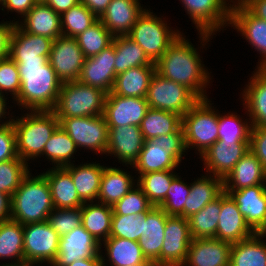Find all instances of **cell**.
Masks as SVG:
<instances>
[{
  "label": "cell",
  "instance_id": "cell-1",
  "mask_svg": "<svg viewBox=\"0 0 266 266\" xmlns=\"http://www.w3.org/2000/svg\"><path fill=\"white\" fill-rule=\"evenodd\" d=\"M18 67L21 89L17 105L30 111H53L62 82L48 58L13 60Z\"/></svg>",
  "mask_w": 266,
  "mask_h": 266
},
{
  "label": "cell",
  "instance_id": "cell-2",
  "mask_svg": "<svg viewBox=\"0 0 266 266\" xmlns=\"http://www.w3.org/2000/svg\"><path fill=\"white\" fill-rule=\"evenodd\" d=\"M181 34L155 63L156 72L164 78L185 85L200 99H208L204 88L210 83L209 72L192 43ZM206 69V70H205Z\"/></svg>",
  "mask_w": 266,
  "mask_h": 266
},
{
  "label": "cell",
  "instance_id": "cell-3",
  "mask_svg": "<svg viewBox=\"0 0 266 266\" xmlns=\"http://www.w3.org/2000/svg\"><path fill=\"white\" fill-rule=\"evenodd\" d=\"M53 209L51 190L46 177L43 174L31 177L29 172L11 196L10 219L22 225L44 222L48 220Z\"/></svg>",
  "mask_w": 266,
  "mask_h": 266
},
{
  "label": "cell",
  "instance_id": "cell-4",
  "mask_svg": "<svg viewBox=\"0 0 266 266\" xmlns=\"http://www.w3.org/2000/svg\"><path fill=\"white\" fill-rule=\"evenodd\" d=\"M30 112L12 121L16 134L17 155L26 163L28 159L41 157L44 146L60 126L53 111Z\"/></svg>",
  "mask_w": 266,
  "mask_h": 266
},
{
  "label": "cell",
  "instance_id": "cell-5",
  "mask_svg": "<svg viewBox=\"0 0 266 266\" xmlns=\"http://www.w3.org/2000/svg\"><path fill=\"white\" fill-rule=\"evenodd\" d=\"M187 150L184 130L181 126L176 132L145 140L142 150L133 164L139 174L174 170Z\"/></svg>",
  "mask_w": 266,
  "mask_h": 266
},
{
  "label": "cell",
  "instance_id": "cell-6",
  "mask_svg": "<svg viewBox=\"0 0 266 266\" xmlns=\"http://www.w3.org/2000/svg\"><path fill=\"white\" fill-rule=\"evenodd\" d=\"M107 93L72 81L62 83L53 112L57 118L88 117L103 115Z\"/></svg>",
  "mask_w": 266,
  "mask_h": 266
},
{
  "label": "cell",
  "instance_id": "cell-7",
  "mask_svg": "<svg viewBox=\"0 0 266 266\" xmlns=\"http://www.w3.org/2000/svg\"><path fill=\"white\" fill-rule=\"evenodd\" d=\"M208 99H200L182 116L186 148H196L200 156L218 141L219 112Z\"/></svg>",
  "mask_w": 266,
  "mask_h": 266
},
{
  "label": "cell",
  "instance_id": "cell-8",
  "mask_svg": "<svg viewBox=\"0 0 266 266\" xmlns=\"http://www.w3.org/2000/svg\"><path fill=\"white\" fill-rule=\"evenodd\" d=\"M179 32L169 29L167 22L162 21V17H157L145 9L127 36L144 50L153 63H156L167 48L181 35Z\"/></svg>",
  "mask_w": 266,
  "mask_h": 266
},
{
  "label": "cell",
  "instance_id": "cell-9",
  "mask_svg": "<svg viewBox=\"0 0 266 266\" xmlns=\"http://www.w3.org/2000/svg\"><path fill=\"white\" fill-rule=\"evenodd\" d=\"M146 100L149 108L185 115L200 98L185 85L154 73L149 83Z\"/></svg>",
  "mask_w": 266,
  "mask_h": 266
},
{
  "label": "cell",
  "instance_id": "cell-10",
  "mask_svg": "<svg viewBox=\"0 0 266 266\" xmlns=\"http://www.w3.org/2000/svg\"><path fill=\"white\" fill-rule=\"evenodd\" d=\"M60 127L70 136L77 148L106 154L109 128L104 115L58 118Z\"/></svg>",
  "mask_w": 266,
  "mask_h": 266
},
{
  "label": "cell",
  "instance_id": "cell-11",
  "mask_svg": "<svg viewBox=\"0 0 266 266\" xmlns=\"http://www.w3.org/2000/svg\"><path fill=\"white\" fill-rule=\"evenodd\" d=\"M181 1L187 14L196 25L204 44L209 41L210 36L214 35L216 31L230 23L232 5L227 4L226 0Z\"/></svg>",
  "mask_w": 266,
  "mask_h": 266
},
{
  "label": "cell",
  "instance_id": "cell-12",
  "mask_svg": "<svg viewBox=\"0 0 266 266\" xmlns=\"http://www.w3.org/2000/svg\"><path fill=\"white\" fill-rule=\"evenodd\" d=\"M58 233L48 221L23 225V248L25 261L47 262L50 265L59 252Z\"/></svg>",
  "mask_w": 266,
  "mask_h": 266
},
{
  "label": "cell",
  "instance_id": "cell-13",
  "mask_svg": "<svg viewBox=\"0 0 266 266\" xmlns=\"http://www.w3.org/2000/svg\"><path fill=\"white\" fill-rule=\"evenodd\" d=\"M85 59L75 37L61 35L53 40L48 61L62 83L78 81Z\"/></svg>",
  "mask_w": 266,
  "mask_h": 266
},
{
  "label": "cell",
  "instance_id": "cell-14",
  "mask_svg": "<svg viewBox=\"0 0 266 266\" xmlns=\"http://www.w3.org/2000/svg\"><path fill=\"white\" fill-rule=\"evenodd\" d=\"M191 240L188 219L169 216L164 229L160 266H182L187 258Z\"/></svg>",
  "mask_w": 266,
  "mask_h": 266
},
{
  "label": "cell",
  "instance_id": "cell-15",
  "mask_svg": "<svg viewBox=\"0 0 266 266\" xmlns=\"http://www.w3.org/2000/svg\"><path fill=\"white\" fill-rule=\"evenodd\" d=\"M248 151L250 141H217L200 158L207 172L224 179Z\"/></svg>",
  "mask_w": 266,
  "mask_h": 266
},
{
  "label": "cell",
  "instance_id": "cell-16",
  "mask_svg": "<svg viewBox=\"0 0 266 266\" xmlns=\"http://www.w3.org/2000/svg\"><path fill=\"white\" fill-rule=\"evenodd\" d=\"M149 109L146 98L124 97L107 94L104 107V117L108 127L140 126Z\"/></svg>",
  "mask_w": 266,
  "mask_h": 266
},
{
  "label": "cell",
  "instance_id": "cell-17",
  "mask_svg": "<svg viewBox=\"0 0 266 266\" xmlns=\"http://www.w3.org/2000/svg\"><path fill=\"white\" fill-rule=\"evenodd\" d=\"M101 244L82 225L59 239V252L51 266H67L75 260L101 254Z\"/></svg>",
  "mask_w": 266,
  "mask_h": 266
},
{
  "label": "cell",
  "instance_id": "cell-18",
  "mask_svg": "<svg viewBox=\"0 0 266 266\" xmlns=\"http://www.w3.org/2000/svg\"><path fill=\"white\" fill-rule=\"evenodd\" d=\"M115 49L112 43L99 54L85 59L78 81L97 87L107 94L111 92L115 73Z\"/></svg>",
  "mask_w": 266,
  "mask_h": 266
},
{
  "label": "cell",
  "instance_id": "cell-19",
  "mask_svg": "<svg viewBox=\"0 0 266 266\" xmlns=\"http://www.w3.org/2000/svg\"><path fill=\"white\" fill-rule=\"evenodd\" d=\"M224 192L237 204L250 228L259 233L266 225V184Z\"/></svg>",
  "mask_w": 266,
  "mask_h": 266
},
{
  "label": "cell",
  "instance_id": "cell-20",
  "mask_svg": "<svg viewBox=\"0 0 266 266\" xmlns=\"http://www.w3.org/2000/svg\"><path fill=\"white\" fill-rule=\"evenodd\" d=\"M236 3L232 4L229 24L262 54L257 69H266V21L252 15L239 1Z\"/></svg>",
  "mask_w": 266,
  "mask_h": 266
},
{
  "label": "cell",
  "instance_id": "cell-21",
  "mask_svg": "<svg viewBox=\"0 0 266 266\" xmlns=\"http://www.w3.org/2000/svg\"><path fill=\"white\" fill-rule=\"evenodd\" d=\"M215 238L230 244L252 237L255 232L246 223L237 204L226 193L221 194V211Z\"/></svg>",
  "mask_w": 266,
  "mask_h": 266
},
{
  "label": "cell",
  "instance_id": "cell-22",
  "mask_svg": "<svg viewBox=\"0 0 266 266\" xmlns=\"http://www.w3.org/2000/svg\"><path fill=\"white\" fill-rule=\"evenodd\" d=\"M108 146L106 153L114 154L125 165L133 166L144 145V137L140 126L108 127Z\"/></svg>",
  "mask_w": 266,
  "mask_h": 266
},
{
  "label": "cell",
  "instance_id": "cell-23",
  "mask_svg": "<svg viewBox=\"0 0 266 266\" xmlns=\"http://www.w3.org/2000/svg\"><path fill=\"white\" fill-rule=\"evenodd\" d=\"M169 216L159 206H153L143 217V235L138 244L143 255L153 266H160L164 229Z\"/></svg>",
  "mask_w": 266,
  "mask_h": 266
},
{
  "label": "cell",
  "instance_id": "cell-24",
  "mask_svg": "<svg viewBox=\"0 0 266 266\" xmlns=\"http://www.w3.org/2000/svg\"><path fill=\"white\" fill-rule=\"evenodd\" d=\"M231 246L217 238L192 239L182 266H229Z\"/></svg>",
  "mask_w": 266,
  "mask_h": 266
},
{
  "label": "cell",
  "instance_id": "cell-25",
  "mask_svg": "<svg viewBox=\"0 0 266 266\" xmlns=\"http://www.w3.org/2000/svg\"><path fill=\"white\" fill-rule=\"evenodd\" d=\"M144 10L139 0H112L99 20L114 37L125 36Z\"/></svg>",
  "mask_w": 266,
  "mask_h": 266
},
{
  "label": "cell",
  "instance_id": "cell-26",
  "mask_svg": "<svg viewBox=\"0 0 266 266\" xmlns=\"http://www.w3.org/2000/svg\"><path fill=\"white\" fill-rule=\"evenodd\" d=\"M260 184H266V172L260 160L251 151H248L223 179L224 191H237Z\"/></svg>",
  "mask_w": 266,
  "mask_h": 266
},
{
  "label": "cell",
  "instance_id": "cell-27",
  "mask_svg": "<svg viewBox=\"0 0 266 266\" xmlns=\"http://www.w3.org/2000/svg\"><path fill=\"white\" fill-rule=\"evenodd\" d=\"M23 18L24 23L19 24V21L16 23L25 32L52 40L62 35L60 14L46 3H36Z\"/></svg>",
  "mask_w": 266,
  "mask_h": 266
},
{
  "label": "cell",
  "instance_id": "cell-28",
  "mask_svg": "<svg viewBox=\"0 0 266 266\" xmlns=\"http://www.w3.org/2000/svg\"><path fill=\"white\" fill-rule=\"evenodd\" d=\"M52 42L50 38L25 32L16 23L10 39L9 57L12 60L48 58Z\"/></svg>",
  "mask_w": 266,
  "mask_h": 266
},
{
  "label": "cell",
  "instance_id": "cell-29",
  "mask_svg": "<svg viewBox=\"0 0 266 266\" xmlns=\"http://www.w3.org/2000/svg\"><path fill=\"white\" fill-rule=\"evenodd\" d=\"M50 186L55 209L82 207L84 202L79 198L71 173L65 167H55L42 173Z\"/></svg>",
  "mask_w": 266,
  "mask_h": 266
},
{
  "label": "cell",
  "instance_id": "cell-30",
  "mask_svg": "<svg viewBox=\"0 0 266 266\" xmlns=\"http://www.w3.org/2000/svg\"><path fill=\"white\" fill-rule=\"evenodd\" d=\"M242 93L252 127L266 126V69H258Z\"/></svg>",
  "mask_w": 266,
  "mask_h": 266
},
{
  "label": "cell",
  "instance_id": "cell-31",
  "mask_svg": "<svg viewBox=\"0 0 266 266\" xmlns=\"http://www.w3.org/2000/svg\"><path fill=\"white\" fill-rule=\"evenodd\" d=\"M156 66H138L116 75L112 94L124 97L146 98L149 83Z\"/></svg>",
  "mask_w": 266,
  "mask_h": 266
},
{
  "label": "cell",
  "instance_id": "cell-32",
  "mask_svg": "<svg viewBox=\"0 0 266 266\" xmlns=\"http://www.w3.org/2000/svg\"><path fill=\"white\" fill-rule=\"evenodd\" d=\"M209 175H203L190 184L189 196L184 205V218L198 213L224 192L223 179Z\"/></svg>",
  "mask_w": 266,
  "mask_h": 266
},
{
  "label": "cell",
  "instance_id": "cell-33",
  "mask_svg": "<svg viewBox=\"0 0 266 266\" xmlns=\"http://www.w3.org/2000/svg\"><path fill=\"white\" fill-rule=\"evenodd\" d=\"M70 173L79 198L85 202H97L100 181L105 166L100 163H85L76 167L73 163L64 166Z\"/></svg>",
  "mask_w": 266,
  "mask_h": 266
},
{
  "label": "cell",
  "instance_id": "cell-34",
  "mask_svg": "<svg viewBox=\"0 0 266 266\" xmlns=\"http://www.w3.org/2000/svg\"><path fill=\"white\" fill-rule=\"evenodd\" d=\"M134 178L127 172L116 167H106L103 170L97 201L108 206H114L133 187Z\"/></svg>",
  "mask_w": 266,
  "mask_h": 266
},
{
  "label": "cell",
  "instance_id": "cell-35",
  "mask_svg": "<svg viewBox=\"0 0 266 266\" xmlns=\"http://www.w3.org/2000/svg\"><path fill=\"white\" fill-rule=\"evenodd\" d=\"M103 244L111 266H153L143 255L136 241L109 237Z\"/></svg>",
  "mask_w": 266,
  "mask_h": 266
},
{
  "label": "cell",
  "instance_id": "cell-36",
  "mask_svg": "<svg viewBox=\"0 0 266 266\" xmlns=\"http://www.w3.org/2000/svg\"><path fill=\"white\" fill-rule=\"evenodd\" d=\"M85 202L81 207V225L101 242L110 237L113 209L103 203Z\"/></svg>",
  "mask_w": 266,
  "mask_h": 266
},
{
  "label": "cell",
  "instance_id": "cell-37",
  "mask_svg": "<svg viewBox=\"0 0 266 266\" xmlns=\"http://www.w3.org/2000/svg\"><path fill=\"white\" fill-rule=\"evenodd\" d=\"M260 233L231 246L229 266H266V243Z\"/></svg>",
  "mask_w": 266,
  "mask_h": 266
},
{
  "label": "cell",
  "instance_id": "cell-38",
  "mask_svg": "<svg viewBox=\"0 0 266 266\" xmlns=\"http://www.w3.org/2000/svg\"><path fill=\"white\" fill-rule=\"evenodd\" d=\"M115 49V73L127 71L138 66H155L144 50L127 35L113 37Z\"/></svg>",
  "mask_w": 266,
  "mask_h": 266
},
{
  "label": "cell",
  "instance_id": "cell-39",
  "mask_svg": "<svg viewBox=\"0 0 266 266\" xmlns=\"http://www.w3.org/2000/svg\"><path fill=\"white\" fill-rule=\"evenodd\" d=\"M182 126V116L177 113L149 108L142 119L140 130L144 140L176 132Z\"/></svg>",
  "mask_w": 266,
  "mask_h": 266
},
{
  "label": "cell",
  "instance_id": "cell-40",
  "mask_svg": "<svg viewBox=\"0 0 266 266\" xmlns=\"http://www.w3.org/2000/svg\"><path fill=\"white\" fill-rule=\"evenodd\" d=\"M220 211L221 195L187 218L192 239L215 238Z\"/></svg>",
  "mask_w": 266,
  "mask_h": 266
},
{
  "label": "cell",
  "instance_id": "cell-41",
  "mask_svg": "<svg viewBox=\"0 0 266 266\" xmlns=\"http://www.w3.org/2000/svg\"><path fill=\"white\" fill-rule=\"evenodd\" d=\"M0 258H14L13 263L25 261L21 223L12 219L0 222Z\"/></svg>",
  "mask_w": 266,
  "mask_h": 266
},
{
  "label": "cell",
  "instance_id": "cell-42",
  "mask_svg": "<svg viewBox=\"0 0 266 266\" xmlns=\"http://www.w3.org/2000/svg\"><path fill=\"white\" fill-rule=\"evenodd\" d=\"M177 176L174 170L150 172L138 176L137 185L147 196L153 206H159L166 198L173 179Z\"/></svg>",
  "mask_w": 266,
  "mask_h": 266
},
{
  "label": "cell",
  "instance_id": "cell-43",
  "mask_svg": "<svg viewBox=\"0 0 266 266\" xmlns=\"http://www.w3.org/2000/svg\"><path fill=\"white\" fill-rule=\"evenodd\" d=\"M76 144L70 136L59 126L44 146L42 155L50 159L55 167H64L71 164Z\"/></svg>",
  "mask_w": 266,
  "mask_h": 266
},
{
  "label": "cell",
  "instance_id": "cell-44",
  "mask_svg": "<svg viewBox=\"0 0 266 266\" xmlns=\"http://www.w3.org/2000/svg\"><path fill=\"white\" fill-rule=\"evenodd\" d=\"M113 35L98 19L93 25L80 33L76 40L86 58L99 54L112 44Z\"/></svg>",
  "mask_w": 266,
  "mask_h": 266
},
{
  "label": "cell",
  "instance_id": "cell-45",
  "mask_svg": "<svg viewBox=\"0 0 266 266\" xmlns=\"http://www.w3.org/2000/svg\"><path fill=\"white\" fill-rule=\"evenodd\" d=\"M60 20L62 35L76 38L93 25L98 18L85 5L78 3L62 13Z\"/></svg>",
  "mask_w": 266,
  "mask_h": 266
},
{
  "label": "cell",
  "instance_id": "cell-46",
  "mask_svg": "<svg viewBox=\"0 0 266 266\" xmlns=\"http://www.w3.org/2000/svg\"><path fill=\"white\" fill-rule=\"evenodd\" d=\"M27 164L19 157L0 162V192L9 196L14 194L22 179L30 172Z\"/></svg>",
  "mask_w": 266,
  "mask_h": 266
},
{
  "label": "cell",
  "instance_id": "cell-47",
  "mask_svg": "<svg viewBox=\"0 0 266 266\" xmlns=\"http://www.w3.org/2000/svg\"><path fill=\"white\" fill-rule=\"evenodd\" d=\"M218 129V141H250L252 125L234 113L219 114Z\"/></svg>",
  "mask_w": 266,
  "mask_h": 266
},
{
  "label": "cell",
  "instance_id": "cell-48",
  "mask_svg": "<svg viewBox=\"0 0 266 266\" xmlns=\"http://www.w3.org/2000/svg\"><path fill=\"white\" fill-rule=\"evenodd\" d=\"M145 214L113 215L110 237H119L138 242L143 235V217Z\"/></svg>",
  "mask_w": 266,
  "mask_h": 266
},
{
  "label": "cell",
  "instance_id": "cell-49",
  "mask_svg": "<svg viewBox=\"0 0 266 266\" xmlns=\"http://www.w3.org/2000/svg\"><path fill=\"white\" fill-rule=\"evenodd\" d=\"M190 185L176 176L167 192L165 200L159 205L168 216L184 217V205L189 196Z\"/></svg>",
  "mask_w": 266,
  "mask_h": 266
},
{
  "label": "cell",
  "instance_id": "cell-50",
  "mask_svg": "<svg viewBox=\"0 0 266 266\" xmlns=\"http://www.w3.org/2000/svg\"><path fill=\"white\" fill-rule=\"evenodd\" d=\"M152 207L153 205L148 201L147 196L136 184L122 199L112 206V209L113 215H137L146 213Z\"/></svg>",
  "mask_w": 266,
  "mask_h": 266
},
{
  "label": "cell",
  "instance_id": "cell-51",
  "mask_svg": "<svg viewBox=\"0 0 266 266\" xmlns=\"http://www.w3.org/2000/svg\"><path fill=\"white\" fill-rule=\"evenodd\" d=\"M81 207L53 209L48 216L50 226L61 238L81 225Z\"/></svg>",
  "mask_w": 266,
  "mask_h": 266
},
{
  "label": "cell",
  "instance_id": "cell-52",
  "mask_svg": "<svg viewBox=\"0 0 266 266\" xmlns=\"http://www.w3.org/2000/svg\"><path fill=\"white\" fill-rule=\"evenodd\" d=\"M21 89L17 64L9 57L0 60V94L10 92L15 100Z\"/></svg>",
  "mask_w": 266,
  "mask_h": 266
},
{
  "label": "cell",
  "instance_id": "cell-53",
  "mask_svg": "<svg viewBox=\"0 0 266 266\" xmlns=\"http://www.w3.org/2000/svg\"><path fill=\"white\" fill-rule=\"evenodd\" d=\"M16 134L12 123L0 126V162L17 158Z\"/></svg>",
  "mask_w": 266,
  "mask_h": 266
},
{
  "label": "cell",
  "instance_id": "cell-54",
  "mask_svg": "<svg viewBox=\"0 0 266 266\" xmlns=\"http://www.w3.org/2000/svg\"><path fill=\"white\" fill-rule=\"evenodd\" d=\"M250 151L260 160L266 172V126L252 127L250 132Z\"/></svg>",
  "mask_w": 266,
  "mask_h": 266
},
{
  "label": "cell",
  "instance_id": "cell-55",
  "mask_svg": "<svg viewBox=\"0 0 266 266\" xmlns=\"http://www.w3.org/2000/svg\"><path fill=\"white\" fill-rule=\"evenodd\" d=\"M16 22L0 23V60L9 56L10 39Z\"/></svg>",
  "mask_w": 266,
  "mask_h": 266
},
{
  "label": "cell",
  "instance_id": "cell-56",
  "mask_svg": "<svg viewBox=\"0 0 266 266\" xmlns=\"http://www.w3.org/2000/svg\"><path fill=\"white\" fill-rule=\"evenodd\" d=\"M0 4L7 11H15L23 17L33 8L36 4L35 0H3Z\"/></svg>",
  "mask_w": 266,
  "mask_h": 266
},
{
  "label": "cell",
  "instance_id": "cell-57",
  "mask_svg": "<svg viewBox=\"0 0 266 266\" xmlns=\"http://www.w3.org/2000/svg\"><path fill=\"white\" fill-rule=\"evenodd\" d=\"M252 15L266 21V0H238Z\"/></svg>",
  "mask_w": 266,
  "mask_h": 266
},
{
  "label": "cell",
  "instance_id": "cell-58",
  "mask_svg": "<svg viewBox=\"0 0 266 266\" xmlns=\"http://www.w3.org/2000/svg\"><path fill=\"white\" fill-rule=\"evenodd\" d=\"M112 0H80L98 19L107 9Z\"/></svg>",
  "mask_w": 266,
  "mask_h": 266
},
{
  "label": "cell",
  "instance_id": "cell-59",
  "mask_svg": "<svg viewBox=\"0 0 266 266\" xmlns=\"http://www.w3.org/2000/svg\"><path fill=\"white\" fill-rule=\"evenodd\" d=\"M78 3H80V0H47L46 2V4L60 15Z\"/></svg>",
  "mask_w": 266,
  "mask_h": 266
},
{
  "label": "cell",
  "instance_id": "cell-60",
  "mask_svg": "<svg viewBox=\"0 0 266 266\" xmlns=\"http://www.w3.org/2000/svg\"><path fill=\"white\" fill-rule=\"evenodd\" d=\"M11 217V196L0 192V222Z\"/></svg>",
  "mask_w": 266,
  "mask_h": 266
},
{
  "label": "cell",
  "instance_id": "cell-61",
  "mask_svg": "<svg viewBox=\"0 0 266 266\" xmlns=\"http://www.w3.org/2000/svg\"><path fill=\"white\" fill-rule=\"evenodd\" d=\"M105 260L106 259L102 254H97L92 258L75 260L73 263L67 266H106V263H104Z\"/></svg>",
  "mask_w": 266,
  "mask_h": 266
},
{
  "label": "cell",
  "instance_id": "cell-62",
  "mask_svg": "<svg viewBox=\"0 0 266 266\" xmlns=\"http://www.w3.org/2000/svg\"><path fill=\"white\" fill-rule=\"evenodd\" d=\"M7 98H5V96L4 95H2V94H0V119L5 115V113H7V112H5L6 111V109H7V107H6V100ZM1 121V120H0ZM12 121H13V118L12 119H10L9 121L7 120L6 122H0L1 123V125L0 126H2V125H7V124H9V123H12Z\"/></svg>",
  "mask_w": 266,
  "mask_h": 266
},
{
  "label": "cell",
  "instance_id": "cell-63",
  "mask_svg": "<svg viewBox=\"0 0 266 266\" xmlns=\"http://www.w3.org/2000/svg\"><path fill=\"white\" fill-rule=\"evenodd\" d=\"M33 264H37V263H32V262H28V261H21V262H17V263H8V266H33Z\"/></svg>",
  "mask_w": 266,
  "mask_h": 266
},
{
  "label": "cell",
  "instance_id": "cell-64",
  "mask_svg": "<svg viewBox=\"0 0 266 266\" xmlns=\"http://www.w3.org/2000/svg\"><path fill=\"white\" fill-rule=\"evenodd\" d=\"M259 233L263 236H266V225Z\"/></svg>",
  "mask_w": 266,
  "mask_h": 266
},
{
  "label": "cell",
  "instance_id": "cell-65",
  "mask_svg": "<svg viewBox=\"0 0 266 266\" xmlns=\"http://www.w3.org/2000/svg\"><path fill=\"white\" fill-rule=\"evenodd\" d=\"M36 1V3H46L47 2V0H35Z\"/></svg>",
  "mask_w": 266,
  "mask_h": 266
},
{
  "label": "cell",
  "instance_id": "cell-66",
  "mask_svg": "<svg viewBox=\"0 0 266 266\" xmlns=\"http://www.w3.org/2000/svg\"><path fill=\"white\" fill-rule=\"evenodd\" d=\"M0 266H8V263H6V264H2V265H0Z\"/></svg>",
  "mask_w": 266,
  "mask_h": 266
}]
</instances>
